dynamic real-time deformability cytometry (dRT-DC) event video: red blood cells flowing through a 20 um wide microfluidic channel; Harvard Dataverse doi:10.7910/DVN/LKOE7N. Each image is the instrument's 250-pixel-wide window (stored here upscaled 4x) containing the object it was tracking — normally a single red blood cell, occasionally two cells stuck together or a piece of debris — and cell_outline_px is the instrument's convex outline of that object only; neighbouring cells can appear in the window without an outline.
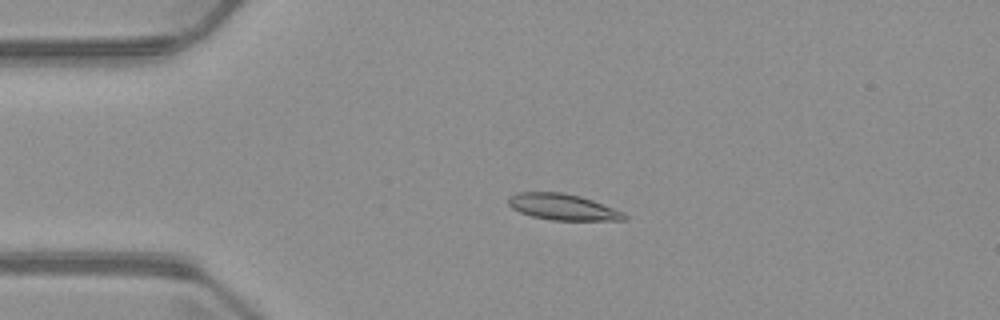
{"species": "common noctule bat (a hibernating species)", "species_latin": "Nyctalus noctula", "temperature_condition": "warm", "stored_images_in_passage": 5, "camera_frame_rate_fps": 3000, "um_per_image_px": 0.085, "animal": {"sex": "male", "body_mass_g": 23.1, "forearm_length_mm": 52.7}, "frame": {"image": 1, "passage_image": 4, "time_ms": 3.333, "image_size_px": [1000, 320], "cell_outline_px": [[628, 220], [552, 220], [532, 216], [520, 212], [512, 208], [508, 204], [508, 196], [516, 192], [564, 192], [580, 196], [592, 200], [624, 212], [628, 216]], "centroid_in_image_um": [47.83, 17.59], "position_along_channel_um": 37.2, "area_um2": 17.74}}